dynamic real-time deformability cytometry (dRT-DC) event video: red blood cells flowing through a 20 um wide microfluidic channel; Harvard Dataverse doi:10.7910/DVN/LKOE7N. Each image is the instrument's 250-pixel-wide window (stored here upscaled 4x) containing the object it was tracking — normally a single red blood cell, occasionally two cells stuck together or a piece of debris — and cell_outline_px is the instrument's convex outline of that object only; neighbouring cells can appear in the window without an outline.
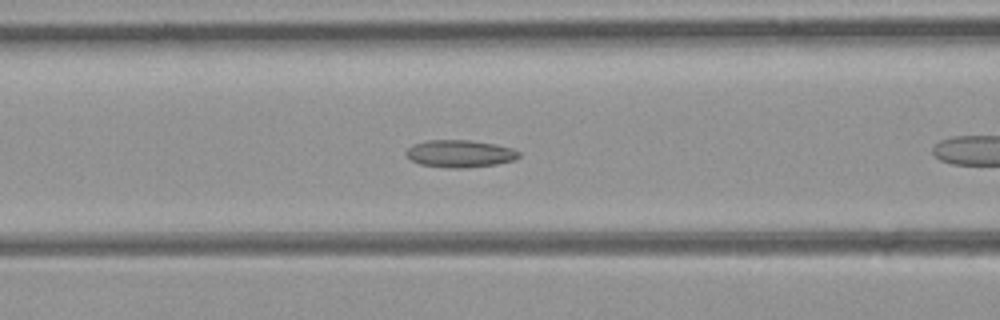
{"species": "common noctule bat (a hibernating species)", "species_latin": "Nyctalus noctula", "temperature_condition": "room temperature", "stored_images_in_passage": 41, "camera_frame_rate_fps": 3000, "um_per_image_px": 0.085, "animal": {"sex": "female", "body_mass_g": 21.9}, "frame": {"image": 1, "passage_image": 8, "time_ms": 2.333, "image_size_px": [1000, 320], "cell_outline_px": [[520, 156], [512, 160], [496, 164], [464, 168], [448, 168], [420, 164], [412, 160], [404, 152], [412, 144], [428, 140], [468, 140], [496, 144], [512, 148], [520, 152]], "centroid_in_image_um": [39.08, 13.05], "position_along_channel_um": 127.5, "area_um2": 17.92}}
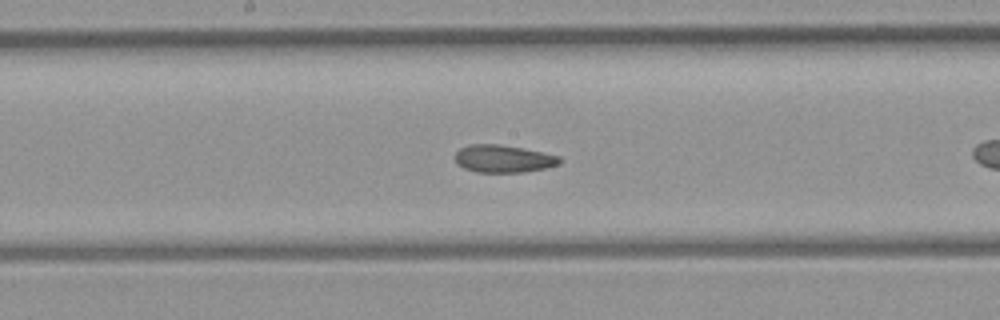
{"frame": {"image": 2, "passage_image": 14, "time_ms": 4.333, "image_size_px": [1000, 320], "cell_outline_px": [[560, 164], [544, 168], [524, 172], [476, 172], [464, 168], [456, 164], [456, 152], [460, 148], [468, 144], [500, 144], [524, 148], [560, 156]], "centroid_in_image_um": [42.77, 13.48], "position_along_channel_um": 205.4, "area_um2": 16.82}}
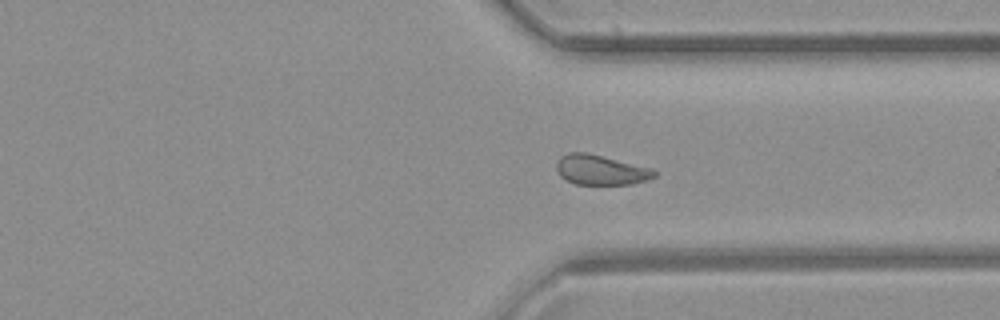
{"frame": {"image": 3, "passage_image": 26, "time_ms": 8.333, "image_size_px": [1000, 320], "cell_outline_px": [[656, 176], [648, 180], [632, 184], [576, 184], [564, 180], [560, 176], [556, 168], [556, 160], [560, 156], [568, 152], [588, 152], [652, 168], [656, 172]], "centroid_in_image_um": [51.04, 14.43], "position_along_channel_um": 360.4, "area_um2": 17.34}, "authors_computed_cell_mechanics": {"area_um2": 17.5134, "velocity_mm_per_s": 3.8765, "shape_relaxation_time_tau1_ms": null, "shape_relaxation_time_tau2_ms": 2.5618, "deformation_change_tau1": null, "deformation_change_tau2": 0.0705}}